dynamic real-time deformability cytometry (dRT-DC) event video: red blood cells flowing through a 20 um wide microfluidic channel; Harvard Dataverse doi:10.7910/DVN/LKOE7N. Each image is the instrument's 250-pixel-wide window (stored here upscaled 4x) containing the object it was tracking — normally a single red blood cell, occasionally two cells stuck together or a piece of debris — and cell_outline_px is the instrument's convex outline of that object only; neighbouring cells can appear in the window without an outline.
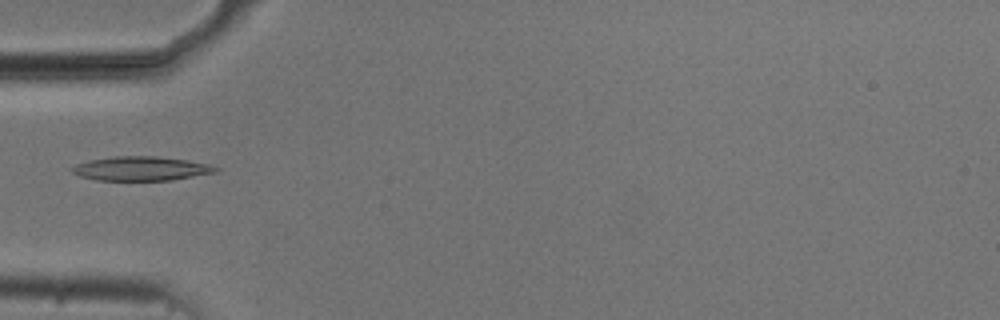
{"species": "common noctule bat (a hibernating species)", "species_latin": "Nyctalus noctula", "temperature_condition": "cold", "stored_images_in_passage": 37, "camera_frame_rate_fps": 3000, "um_per_image_px": 0.085, "animal": {"sex": "male", "body_mass_g": 20.5, "forearm_length_mm": 52.5}, "frame": {"image": 1, "passage_image": 1, "time_ms": 0.0, "image_size_px": [1000, 320], "cell_outline_px": [[220, 168], [216, 172], [172, 180], [96, 180], [80, 176], [72, 172], [72, 168], [76, 164], [92, 160], [112, 156], [156, 156], [188, 160], [208, 164]], "centroid_in_image_um": [12.01, 14.32], "position_along_channel_um": 73.0, "area_um2": 20.06}}
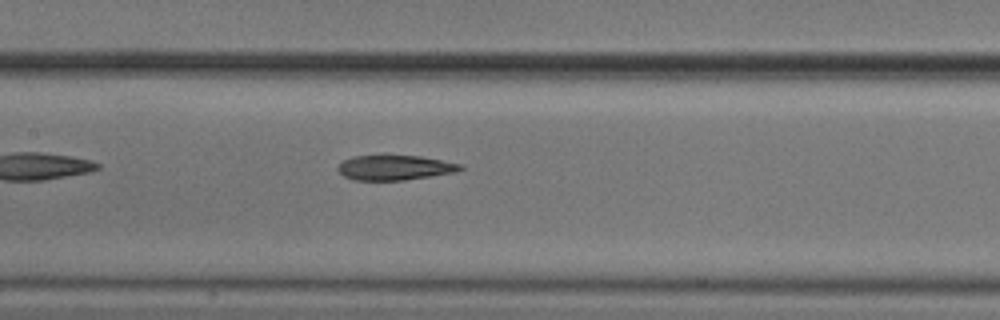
{"frame": {"image": 2, "passage_image": 9, "time_ms": 2.667, "image_size_px": [1000, 320], "cell_outline_px": [[464, 168], [452, 172], [404, 180], [356, 180], [344, 176], [336, 168], [344, 160], [352, 156], [420, 156], [464, 164]], "centroid_in_image_um": [33.55, 14.24], "position_along_channel_um": 173.8, "area_um2": 17.46}}
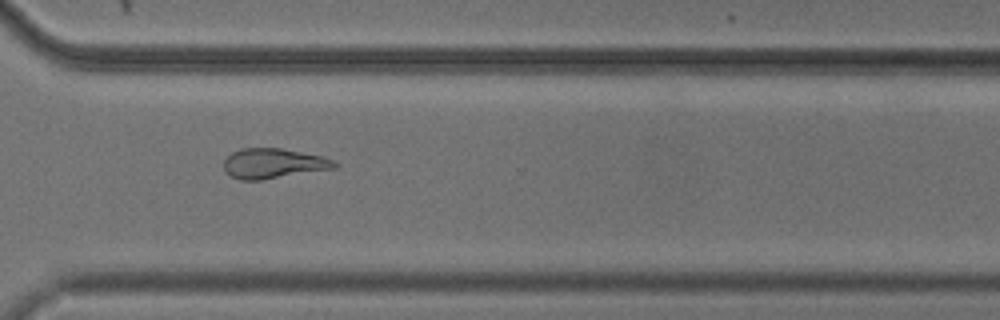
{"frame": {"image": 3, "passage_image": 23, "time_ms": 7.333, "image_size_px": [1000, 320], "cell_outline_px": [[340, 164], [336, 168], [260, 180], [240, 180], [224, 172], [224, 160], [232, 152], [240, 148], [280, 148], [324, 156]], "centroid_in_image_um": [23.24, 13.89], "position_along_channel_um": 347.4, "area_um2": 19.42}}